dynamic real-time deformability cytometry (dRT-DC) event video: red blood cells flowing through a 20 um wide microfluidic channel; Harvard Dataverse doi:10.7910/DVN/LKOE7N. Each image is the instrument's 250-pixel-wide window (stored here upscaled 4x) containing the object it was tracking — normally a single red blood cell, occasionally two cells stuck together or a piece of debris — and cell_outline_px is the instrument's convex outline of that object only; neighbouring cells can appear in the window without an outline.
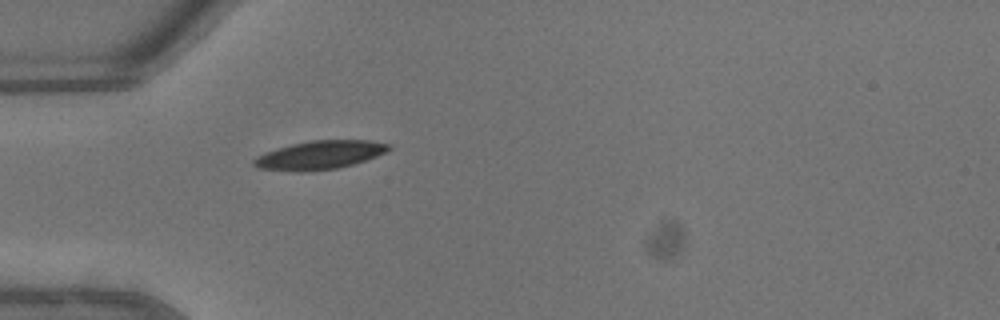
{"species": "common noctule bat (a hibernating species)", "species_latin": "Nyctalus noctula", "temperature_condition": "warm", "stored_images_in_passage": 26, "camera_frame_rate_fps": 3000, "um_per_image_px": 0.085, "animal": {"sex": "male", "body_mass_g": 13.3}, "frame": {"image": 1, "passage_image": 1, "time_ms": 0.0, "image_size_px": [1000, 320], "cell_outline_px": [[392, 148], [376, 156], [352, 164], [336, 168], [300, 172], [296, 172], [256, 168], [252, 164], [252, 160], [256, 156], [292, 144], [312, 140], [368, 140], [392, 144]], "centroid_in_image_um": [27.16, 13.18], "position_along_channel_um": 57.8, "area_um2": 22.25}}
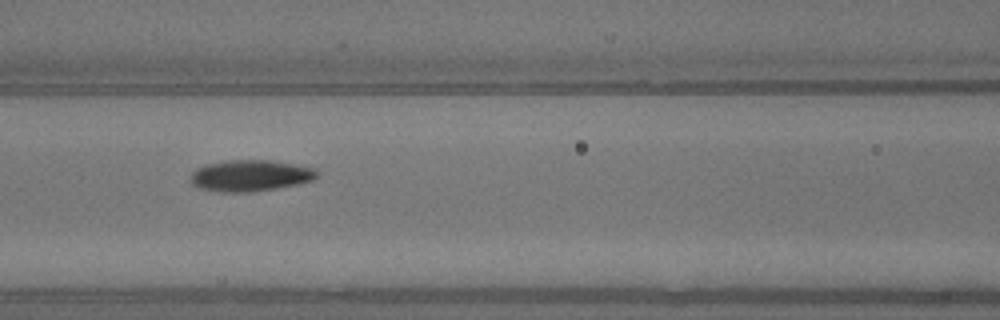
{"frame": {"image": 2, "passage_image": 7, "time_ms": 2.0, "image_size_px": [1000, 320], "cell_outline_px": [[320, 172], [312, 180], [296, 184], [276, 188], [252, 192], [220, 192], [200, 188], [192, 184], [192, 172], [196, 168], [208, 164], [228, 160], [272, 160], [316, 168]], "centroid_in_image_um": [21.3, 14.92], "position_along_channel_um": 145.3, "area_um2": 23.0}}
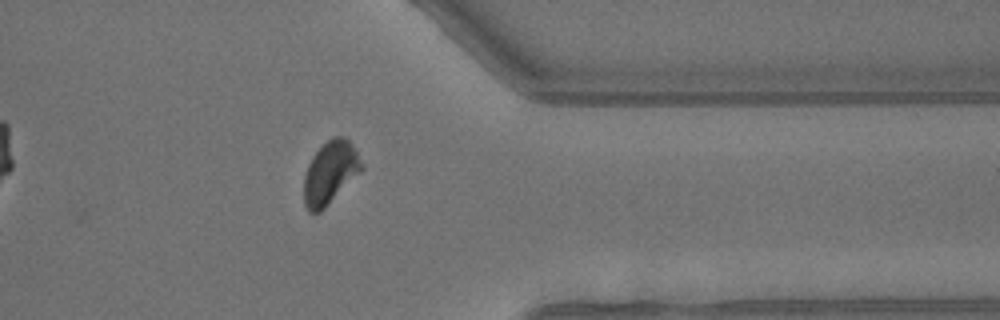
{"frame": {"image": 3, "passage_image": 23, "time_ms": 7.333, "image_size_px": [1000, 320], "cell_outline_px": [[364, 168], [320, 212], [308, 212], [304, 204], [304, 176], [308, 164], [312, 156], [332, 136], [344, 136], [348, 140], [356, 152]], "centroid_in_image_um": [28.04, 14.68], "position_along_channel_um": 383.4, "area_um2": 20.69}, "authors_computed_cell_mechanics": {"area_um2": 22.4842, "velocity_mm_per_s": 4.6606, "shape_relaxation_time_tau1_ms": 2.8568, "shape_relaxation_time_tau2_ms": 2.6083, "deformation_change_tau1": 0.1183, "deformation_change_tau2": 0.0762}}